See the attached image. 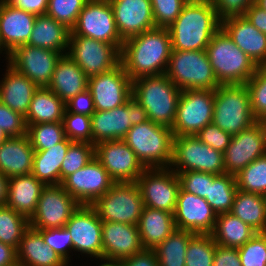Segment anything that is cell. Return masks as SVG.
<instances>
[{"instance_id":"obj_54","label":"cell","mask_w":266,"mask_h":266,"mask_svg":"<svg viewBox=\"0 0 266 266\" xmlns=\"http://www.w3.org/2000/svg\"><path fill=\"white\" fill-rule=\"evenodd\" d=\"M256 0H212L219 20L245 16L246 11Z\"/></svg>"},{"instance_id":"obj_46","label":"cell","mask_w":266,"mask_h":266,"mask_svg":"<svg viewBox=\"0 0 266 266\" xmlns=\"http://www.w3.org/2000/svg\"><path fill=\"white\" fill-rule=\"evenodd\" d=\"M88 0H48L46 14L72 29Z\"/></svg>"},{"instance_id":"obj_61","label":"cell","mask_w":266,"mask_h":266,"mask_svg":"<svg viewBox=\"0 0 266 266\" xmlns=\"http://www.w3.org/2000/svg\"><path fill=\"white\" fill-rule=\"evenodd\" d=\"M9 178L0 172V206L6 205L8 199Z\"/></svg>"},{"instance_id":"obj_2","label":"cell","mask_w":266,"mask_h":266,"mask_svg":"<svg viewBox=\"0 0 266 266\" xmlns=\"http://www.w3.org/2000/svg\"><path fill=\"white\" fill-rule=\"evenodd\" d=\"M221 28L212 0H189L180 15L168 27L172 50H206Z\"/></svg>"},{"instance_id":"obj_29","label":"cell","mask_w":266,"mask_h":266,"mask_svg":"<svg viewBox=\"0 0 266 266\" xmlns=\"http://www.w3.org/2000/svg\"><path fill=\"white\" fill-rule=\"evenodd\" d=\"M88 79L83 70L65 54L57 61L47 88L66 103L88 89Z\"/></svg>"},{"instance_id":"obj_5","label":"cell","mask_w":266,"mask_h":266,"mask_svg":"<svg viewBox=\"0 0 266 266\" xmlns=\"http://www.w3.org/2000/svg\"><path fill=\"white\" fill-rule=\"evenodd\" d=\"M174 134L171 128L147 120L133 125L123 139L145 169L169 168Z\"/></svg>"},{"instance_id":"obj_16","label":"cell","mask_w":266,"mask_h":266,"mask_svg":"<svg viewBox=\"0 0 266 266\" xmlns=\"http://www.w3.org/2000/svg\"><path fill=\"white\" fill-rule=\"evenodd\" d=\"M264 155H266V129L262 121H257L232 136L224 152L225 172L236 176L250 163Z\"/></svg>"},{"instance_id":"obj_11","label":"cell","mask_w":266,"mask_h":266,"mask_svg":"<svg viewBox=\"0 0 266 266\" xmlns=\"http://www.w3.org/2000/svg\"><path fill=\"white\" fill-rule=\"evenodd\" d=\"M215 90H182L171 127L174 136H195L212 122Z\"/></svg>"},{"instance_id":"obj_26","label":"cell","mask_w":266,"mask_h":266,"mask_svg":"<svg viewBox=\"0 0 266 266\" xmlns=\"http://www.w3.org/2000/svg\"><path fill=\"white\" fill-rule=\"evenodd\" d=\"M221 27L257 67L266 66V35L245 16L225 19Z\"/></svg>"},{"instance_id":"obj_31","label":"cell","mask_w":266,"mask_h":266,"mask_svg":"<svg viewBox=\"0 0 266 266\" xmlns=\"http://www.w3.org/2000/svg\"><path fill=\"white\" fill-rule=\"evenodd\" d=\"M144 250H153L177 228L173 213L145 206L137 224Z\"/></svg>"},{"instance_id":"obj_21","label":"cell","mask_w":266,"mask_h":266,"mask_svg":"<svg viewBox=\"0 0 266 266\" xmlns=\"http://www.w3.org/2000/svg\"><path fill=\"white\" fill-rule=\"evenodd\" d=\"M96 111L112 110L132 96V80L120 63L114 69L88 79Z\"/></svg>"},{"instance_id":"obj_52","label":"cell","mask_w":266,"mask_h":266,"mask_svg":"<svg viewBox=\"0 0 266 266\" xmlns=\"http://www.w3.org/2000/svg\"><path fill=\"white\" fill-rule=\"evenodd\" d=\"M0 127L8 137H19L27 134L25 117L0 102Z\"/></svg>"},{"instance_id":"obj_28","label":"cell","mask_w":266,"mask_h":266,"mask_svg":"<svg viewBox=\"0 0 266 266\" xmlns=\"http://www.w3.org/2000/svg\"><path fill=\"white\" fill-rule=\"evenodd\" d=\"M35 150L29 137H8L0 146V172L8 178L32 173Z\"/></svg>"},{"instance_id":"obj_60","label":"cell","mask_w":266,"mask_h":266,"mask_svg":"<svg viewBox=\"0 0 266 266\" xmlns=\"http://www.w3.org/2000/svg\"><path fill=\"white\" fill-rule=\"evenodd\" d=\"M17 264V250L0 241V266H15Z\"/></svg>"},{"instance_id":"obj_51","label":"cell","mask_w":266,"mask_h":266,"mask_svg":"<svg viewBox=\"0 0 266 266\" xmlns=\"http://www.w3.org/2000/svg\"><path fill=\"white\" fill-rule=\"evenodd\" d=\"M180 180V187L196 196L205 198L208 195L209 184L217 176L211 173L186 171L175 172Z\"/></svg>"},{"instance_id":"obj_25","label":"cell","mask_w":266,"mask_h":266,"mask_svg":"<svg viewBox=\"0 0 266 266\" xmlns=\"http://www.w3.org/2000/svg\"><path fill=\"white\" fill-rule=\"evenodd\" d=\"M36 16L0 0V40L5 52L10 54L17 46L28 43Z\"/></svg>"},{"instance_id":"obj_50","label":"cell","mask_w":266,"mask_h":266,"mask_svg":"<svg viewBox=\"0 0 266 266\" xmlns=\"http://www.w3.org/2000/svg\"><path fill=\"white\" fill-rule=\"evenodd\" d=\"M189 0H151L156 27L168 28Z\"/></svg>"},{"instance_id":"obj_41","label":"cell","mask_w":266,"mask_h":266,"mask_svg":"<svg viewBox=\"0 0 266 266\" xmlns=\"http://www.w3.org/2000/svg\"><path fill=\"white\" fill-rule=\"evenodd\" d=\"M27 136L35 151L50 149L66 138L63 122L29 125L27 128Z\"/></svg>"},{"instance_id":"obj_27","label":"cell","mask_w":266,"mask_h":266,"mask_svg":"<svg viewBox=\"0 0 266 266\" xmlns=\"http://www.w3.org/2000/svg\"><path fill=\"white\" fill-rule=\"evenodd\" d=\"M6 64L4 77L0 80V102L26 117L32 96L39 87L8 63Z\"/></svg>"},{"instance_id":"obj_14","label":"cell","mask_w":266,"mask_h":266,"mask_svg":"<svg viewBox=\"0 0 266 266\" xmlns=\"http://www.w3.org/2000/svg\"><path fill=\"white\" fill-rule=\"evenodd\" d=\"M80 205L61 185H47L42 189L37 209L29 220L30 228L55 229L65 227L70 216Z\"/></svg>"},{"instance_id":"obj_36","label":"cell","mask_w":266,"mask_h":266,"mask_svg":"<svg viewBox=\"0 0 266 266\" xmlns=\"http://www.w3.org/2000/svg\"><path fill=\"white\" fill-rule=\"evenodd\" d=\"M230 213L252 227L257 233L266 232L264 195L237 189Z\"/></svg>"},{"instance_id":"obj_44","label":"cell","mask_w":266,"mask_h":266,"mask_svg":"<svg viewBox=\"0 0 266 266\" xmlns=\"http://www.w3.org/2000/svg\"><path fill=\"white\" fill-rule=\"evenodd\" d=\"M95 157V145L73 141L66 152L60 169V184L69 175L83 168Z\"/></svg>"},{"instance_id":"obj_42","label":"cell","mask_w":266,"mask_h":266,"mask_svg":"<svg viewBox=\"0 0 266 266\" xmlns=\"http://www.w3.org/2000/svg\"><path fill=\"white\" fill-rule=\"evenodd\" d=\"M237 188L251 193L266 194V155L257 158L236 176Z\"/></svg>"},{"instance_id":"obj_30","label":"cell","mask_w":266,"mask_h":266,"mask_svg":"<svg viewBox=\"0 0 266 266\" xmlns=\"http://www.w3.org/2000/svg\"><path fill=\"white\" fill-rule=\"evenodd\" d=\"M45 185L32 174L9 178L6 205L30 220Z\"/></svg>"},{"instance_id":"obj_24","label":"cell","mask_w":266,"mask_h":266,"mask_svg":"<svg viewBox=\"0 0 266 266\" xmlns=\"http://www.w3.org/2000/svg\"><path fill=\"white\" fill-rule=\"evenodd\" d=\"M103 260L122 261L144 250L137 225L102 221Z\"/></svg>"},{"instance_id":"obj_20","label":"cell","mask_w":266,"mask_h":266,"mask_svg":"<svg viewBox=\"0 0 266 266\" xmlns=\"http://www.w3.org/2000/svg\"><path fill=\"white\" fill-rule=\"evenodd\" d=\"M61 56L60 52L24 44L9 54L7 63L42 88L49 85Z\"/></svg>"},{"instance_id":"obj_62","label":"cell","mask_w":266,"mask_h":266,"mask_svg":"<svg viewBox=\"0 0 266 266\" xmlns=\"http://www.w3.org/2000/svg\"><path fill=\"white\" fill-rule=\"evenodd\" d=\"M101 263L98 266H121L119 261H110V260H99ZM104 261V262H103ZM103 262V263H102Z\"/></svg>"},{"instance_id":"obj_32","label":"cell","mask_w":266,"mask_h":266,"mask_svg":"<svg viewBox=\"0 0 266 266\" xmlns=\"http://www.w3.org/2000/svg\"><path fill=\"white\" fill-rule=\"evenodd\" d=\"M17 263L23 266H69L59 254L45 244L43 236L29 228L20 240Z\"/></svg>"},{"instance_id":"obj_49","label":"cell","mask_w":266,"mask_h":266,"mask_svg":"<svg viewBox=\"0 0 266 266\" xmlns=\"http://www.w3.org/2000/svg\"><path fill=\"white\" fill-rule=\"evenodd\" d=\"M35 230L43 236L45 244L59 254L67 264L71 263V255L69 253L73 250V242L70 232L65 227Z\"/></svg>"},{"instance_id":"obj_33","label":"cell","mask_w":266,"mask_h":266,"mask_svg":"<svg viewBox=\"0 0 266 266\" xmlns=\"http://www.w3.org/2000/svg\"><path fill=\"white\" fill-rule=\"evenodd\" d=\"M71 30L47 14L36 16L28 45L67 54Z\"/></svg>"},{"instance_id":"obj_64","label":"cell","mask_w":266,"mask_h":266,"mask_svg":"<svg viewBox=\"0 0 266 266\" xmlns=\"http://www.w3.org/2000/svg\"><path fill=\"white\" fill-rule=\"evenodd\" d=\"M8 138V136L3 132V130L0 127V146L1 144Z\"/></svg>"},{"instance_id":"obj_15","label":"cell","mask_w":266,"mask_h":266,"mask_svg":"<svg viewBox=\"0 0 266 266\" xmlns=\"http://www.w3.org/2000/svg\"><path fill=\"white\" fill-rule=\"evenodd\" d=\"M144 206L174 213L180 180L170 168L145 169L137 180Z\"/></svg>"},{"instance_id":"obj_55","label":"cell","mask_w":266,"mask_h":266,"mask_svg":"<svg viewBox=\"0 0 266 266\" xmlns=\"http://www.w3.org/2000/svg\"><path fill=\"white\" fill-rule=\"evenodd\" d=\"M65 106L68 112L87 116H91L96 111L92 95L88 89L70 98Z\"/></svg>"},{"instance_id":"obj_8","label":"cell","mask_w":266,"mask_h":266,"mask_svg":"<svg viewBox=\"0 0 266 266\" xmlns=\"http://www.w3.org/2000/svg\"><path fill=\"white\" fill-rule=\"evenodd\" d=\"M101 221L137 225L144 209L137 182H115L92 205Z\"/></svg>"},{"instance_id":"obj_59","label":"cell","mask_w":266,"mask_h":266,"mask_svg":"<svg viewBox=\"0 0 266 266\" xmlns=\"http://www.w3.org/2000/svg\"><path fill=\"white\" fill-rule=\"evenodd\" d=\"M245 17L253 26L266 35V12L263 9L254 3L246 11Z\"/></svg>"},{"instance_id":"obj_9","label":"cell","mask_w":266,"mask_h":266,"mask_svg":"<svg viewBox=\"0 0 266 266\" xmlns=\"http://www.w3.org/2000/svg\"><path fill=\"white\" fill-rule=\"evenodd\" d=\"M174 172L197 171L225 174L224 153L209 147L196 136H174L172 160Z\"/></svg>"},{"instance_id":"obj_12","label":"cell","mask_w":266,"mask_h":266,"mask_svg":"<svg viewBox=\"0 0 266 266\" xmlns=\"http://www.w3.org/2000/svg\"><path fill=\"white\" fill-rule=\"evenodd\" d=\"M67 55L88 78L114 69L121 59L115 45L80 35H69Z\"/></svg>"},{"instance_id":"obj_35","label":"cell","mask_w":266,"mask_h":266,"mask_svg":"<svg viewBox=\"0 0 266 266\" xmlns=\"http://www.w3.org/2000/svg\"><path fill=\"white\" fill-rule=\"evenodd\" d=\"M73 141L67 137L50 149L35 151L32 175L45 186L60 185V169L69 145Z\"/></svg>"},{"instance_id":"obj_22","label":"cell","mask_w":266,"mask_h":266,"mask_svg":"<svg viewBox=\"0 0 266 266\" xmlns=\"http://www.w3.org/2000/svg\"><path fill=\"white\" fill-rule=\"evenodd\" d=\"M173 217L179 230L195 234H211L217 214L205 198L188 193L180 187Z\"/></svg>"},{"instance_id":"obj_4","label":"cell","mask_w":266,"mask_h":266,"mask_svg":"<svg viewBox=\"0 0 266 266\" xmlns=\"http://www.w3.org/2000/svg\"><path fill=\"white\" fill-rule=\"evenodd\" d=\"M206 53L220 85L246 84L258 68L222 27L211 38Z\"/></svg>"},{"instance_id":"obj_18","label":"cell","mask_w":266,"mask_h":266,"mask_svg":"<svg viewBox=\"0 0 266 266\" xmlns=\"http://www.w3.org/2000/svg\"><path fill=\"white\" fill-rule=\"evenodd\" d=\"M95 158L115 182H137L145 170L123 139L95 144Z\"/></svg>"},{"instance_id":"obj_47","label":"cell","mask_w":266,"mask_h":266,"mask_svg":"<svg viewBox=\"0 0 266 266\" xmlns=\"http://www.w3.org/2000/svg\"><path fill=\"white\" fill-rule=\"evenodd\" d=\"M63 125L65 136L69 140L92 143L91 116L65 110Z\"/></svg>"},{"instance_id":"obj_10","label":"cell","mask_w":266,"mask_h":266,"mask_svg":"<svg viewBox=\"0 0 266 266\" xmlns=\"http://www.w3.org/2000/svg\"><path fill=\"white\" fill-rule=\"evenodd\" d=\"M147 120L146 110L133 96L112 110L95 111L91 115L92 144L124 139L133 125Z\"/></svg>"},{"instance_id":"obj_66","label":"cell","mask_w":266,"mask_h":266,"mask_svg":"<svg viewBox=\"0 0 266 266\" xmlns=\"http://www.w3.org/2000/svg\"><path fill=\"white\" fill-rule=\"evenodd\" d=\"M262 123H263V125H264V127L266 129V118L262 121Z\"/></svg>"},{"instance_id":"obj_13","label":"cell","mask_w":266,"mask_h":266,"mask_svg":"<svg viewBox=\"0 0 266 266\" xmlns=\"http://www.w3.org/2000/svg\"><path fill=\"white\" fill-rule=\"evenodd\" d=\"M70 35H80L110 43L120 51L124 42L119 35L109 0H88L79 13Z\"/></svg>"},{"instance_id":"obj_39","label":"cell","mask_w":266,"mask_h":266,"mask_svg":"<svg viewBox=\"0 0 266 266\" xmlns=\"http://www.w3.org/2000/svg\"><path fill=\"white\" fill-rule=\"evenodd\" d=\"M237 189L235 176L227 173L217 175L209 184L205 200L217 215L228 213L231 211Z\"/></svg>"},{"instance_id":"obj_34","label":"cell","mask_w":266,"mask_h":266,"mask_svg":"<svg viewBox=\"0 0 266 266\" xmlns=\"http://www.w3.org/2000/svg\"><path fill=\"white\" fill-rule=\"evenodd\" d=\"M65 102L47 87H39L33 94L25 120L27 127L36 123L63 122Z\"/></svg>"},{"instance_id":"obj_1","label":"cell","mask_w":266,"mask_h":266,"mask_svg":"<svg viewBox=\"0 0 266 266\" xmlns=\"http://www.w3.org/2000/svg\"><path fill=\"white\" fill-rule=\"evenodd\" d=\"M171 52L168 28L155 27L123 42L120 63L132 81L142 76L163 75Z\"/></svg>"},{"instance_id":"obj_57","label":"cell","mask_w":266,"mask_h":266,"mask_svg":"<svg viewBox=\"0 0 266 266\" xmlns=\"http://www.w3.org/2000/svg\"><path fill=\"white\" fill-rule=\"evenodd\" d=\"M121 266H159L158 259L153 250H143L120 261Z\"/></svg>"},{"instance_id":"obj_53","label":"cell","mask_w":266,"mask_h":266,"mask_svg":"<svg viewBox=\"0 0 266 266\" xmlns=\"http://www.w3.org/2000/svg\"><path fill=\"white\" fill-rule=\"evenodd\" d=\"M195 136L204 144L222 153L225 152L232 139L231 134L221 130L213 122L202 128Z\"/></svg>"},{"instance_id":"obj_6","label":"cell","mask_w":266,"mask_h":266,"mask_svg":"<svg viewBox=\"0 0 266 266\" xmlns=\"http://www.w3.org/2000/svg\"><path fill=\"white\" fill-rule=\"evenodd\" d=\"M212 122L232 136L257 122L252 114L250 94L246 84L217 87Z\"/></svg>"},{"instance_id":"obj_58","label":"cell","mask_w":266,"mask_h":266,"mask_svg":"<svg viewBox=\"0 0 266 266\" xmlns=\"http://www.w3.org/2000/svg\"><path fill=\"white\" fill-rule=\"evenodd\" d=\"M12 6L37 16L46 14L48 0H6Z\"/></svg>"},{"instance_id":"obj_38","label":"cell","mask_w":266,"mask_h":266,"mask_svg":"<svg viewBox=\"0 0 266 266\" xmlns=\"http://www.w3.org/2000/svg\"><path fill=\"white\" fill-rule=\"evenodd\" d=\"M195 233L176 229L153 251L159 266H185V255L190 239Z\"/></svg>"},{"instance_id":"obj_48","label":"cell","mask_w":266,"mask_h":266,"mask_svg":"<svg viewBox=\"0 0 266 266\" xmlns=\"http://www.w3.org/2000/svg\"><path fill=\"white\" fill-rule=\"evenodd\" d=\"M238 252L242 266H266V232L256 233Z\"/></svg>"},{"instance_id":"obj_40","label":"cell","mask_w":266,"mask_h":266,"mask_svg":"<svg viewBox=\"0 0 266 266\" xmlns=\"http://www.w3.org/2000/svg\"><path fill=\"white\" fill-rule=\"evenodd\" d=\"M30 228L29 219L7 205L0 206V241L4 244L19 247L24 233Z\"/></svg>"},{"instance_id":"obj_37","label":"cell","mask_w":266,"mask_h":266,"mask_svg":"<svg viewBox=\"0 0 266 266\" xmlns=\"http://www.w3.org/2000/svg\"><path fill=\"white\" fill-rule=\"evenodd\" d=\"M256 233L252 227L228 212L217 215L211 235L217 245L239 248Z\"/></svg>"},{"instance_id":"obj_63","label":"cell","mask_w":266,"mask_h":266,"mask_svg":"<svg viewBox=\"0 0 266 266\" xmlns=\"http://www.w3.org/2000/svg\"><path fill=\"white\" fill-rule=\"evenodd\" d=\"M255 4L266 12V0H256Z\"/></svg>"},{"instance_id":"obj_23","label":"cell","mask_w":266,"mask_h":266,"mask_svg":"<svg viewBox=\"0 0 266 266\" xmlns=\"http://www.w3.org/2000/svg\"><path fill=\"white\" fill-rule=\"evenodd\" d=\"M123 41L155 28L151 0H109Z\"/></svg>"},{"instance_id":"obj_17","label":"cell","mask_w":266,"mask_h":266,"mask_svg":"<svg viewBox=\"0 0 266 266\" xmlns=\"http://www.w3.org/2000/svg\"><path fill=\"white\" fill-rule=\"evenodd\" d=\"M73 242V251L102 259V221L91 205H80L65 224Z\"/></svg>"},{"instance_id":"obj_43","label":"cell","mask_w":266,"mask_h":266,"mask_svg":"<svg viewBox=\"0 0 266 266\" xmlns=\"http://www.w3.org/2000/svg\"><path fill=\"white\" fill-rule=\"evenodd\" d=\"M215 248L211 234H195L188 243L185 266H213Z\"/></svg>"},{"instance_id":"obj_7","label":"cell","mask_w":266,"mask_h":266,"mask_svg":"<svg viewBox=\"0 0 266 266\" xmlns=\"http://www.w3.org/2000/svg\"><path fill=\"white\" fill-rule=\"evenodd\" d=\"M165 75L180 90H216L220 86L206 50H172Z\"/></svg>"},{"instance_id":"obj_3","label":"cell","mask_w":266,"mask_h":266,"mask_svg":"<svg viewBox=\"0 0 266 266\" xmlns=\"http://www.w3.org/2000/svg\"><path fill=\"white\" fill-rule=\"evenodd\" d=\"M182 90L165 75L142 76L132 81V96L152 122L171 128Z\"/></svg>"},{"instance_id":"obj_56","label":"cell","mask_w":266,"mask_h":266,"mask_svg":"<svg viewBox=\"0 0 266 266\" xmlns=\"http://www.w3.org/2000/svg\"><path fill=\"white\" fill-rule=\"evenodd\" d=\"M213 266H242L238 248L216 244Z\"/></svg>"},{"instance_id":"obj_45","label":"cell","mask_w":266,"mask_h":266,"mask_svg":"<svg viewBox=\"0 0 266 266\" xmlns=\"http://www.w3.org/2000/svg\"><path fill=\"white\" fill-rule=\"evenodd\" d=\"M246 86L250 94L252 114L257 121H263L266 118V66L258 67Z\"/></svg>"},{"instance_id":"obj_19","label":"cell","mask_w":266,"mask_h":266,"mask_svg":"<svg viewBox=\"0 0 266 266\" xmlns=\"http://www.w3.org/2000/svg\"><path fill=\"white\" fill-rule=\"evenodd\" d=\"M114 183L109 173L94 157L83 168L67 176L60 185L81 205H92Z\"/></svg>"},{"instance_id":"obj_65","label":"cell","mask_w":266,"mask_h":266,"mask_svg":"<svg viewBox=\"0 0 266 266\" xmlns=\"http://www.w3.org/2000/svg\"><path fill=\"white\" fill-rule=\"evenodd\" d=\"M3 51H4V52H3ZM2 53H3V54H6V55H5V56H6V57H5L6 59H4V60L7 61L9 54H8L7 52H5V50L2 48L1 40H0V55H1Z\"/></svg>"}]
</instances>
